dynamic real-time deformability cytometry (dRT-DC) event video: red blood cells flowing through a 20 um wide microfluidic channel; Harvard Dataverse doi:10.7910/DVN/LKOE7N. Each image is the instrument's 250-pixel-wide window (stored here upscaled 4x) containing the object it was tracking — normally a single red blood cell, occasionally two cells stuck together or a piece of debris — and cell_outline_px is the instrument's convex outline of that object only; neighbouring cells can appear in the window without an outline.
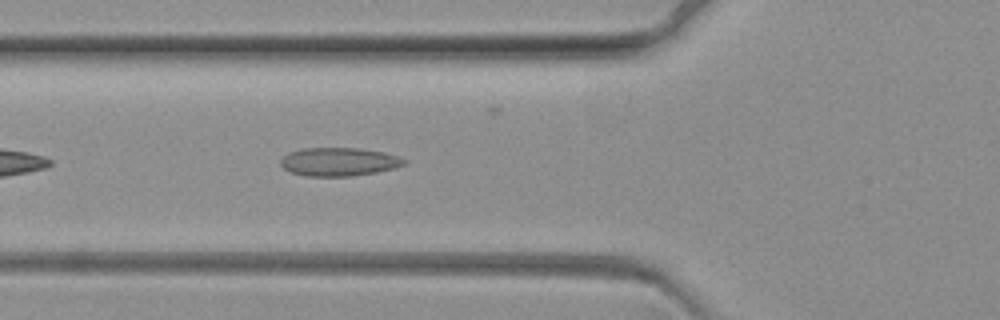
{"species": "common noctule bat (a hibernating species)", "species_latin": "Nyctalus noctula", "temperature_condition": "warm", "stored_images_in_passage": 40, "camera_frame_rate_fps": 3000, "um_per_image_px": 0.085, "animal": {"sex": "female", "body_mass_g": 19.3, "forearm_length_mm": 54.1}, "frame": {"image": 1, "passage_image": 7, "time_ms": 2.0, "image_size_px": [1000, 320], "cell_outline_px": [[408, 160], [404, 164], [396, 168], [376, 172], [352, 176], [304, 176], [292, 172], [284, 168], [280, 164], [280, 160], [288, 152], [304, 148], [360, 148], [400, 156]], "centroid_in_image_um": [28.82, 13.75], "position_along_channel_um": 97.0, "area_um2": 20.46}}
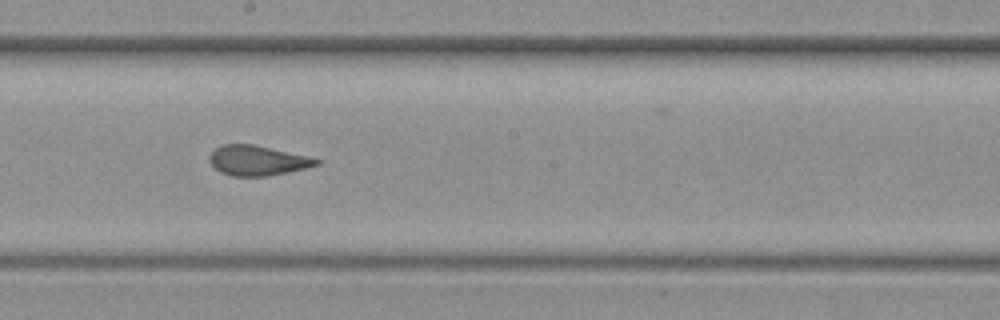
{"frame": {"image": 2, "passage_image": 20, "time_ms": 6.333, "image_size_px": [1000, 320], "cell_outline_px": [[320, 164], [304, 168], [268, 176], [232, 176], [220, 172], [208, 160], [212, 152], [216, 148], [224, 144], [252, 144], [312, 156], [320, 160]], "centroid_in_image_um": [21.91, 13.64], "position_along_channel_um": 226.3, "area_um2": 18.61}}
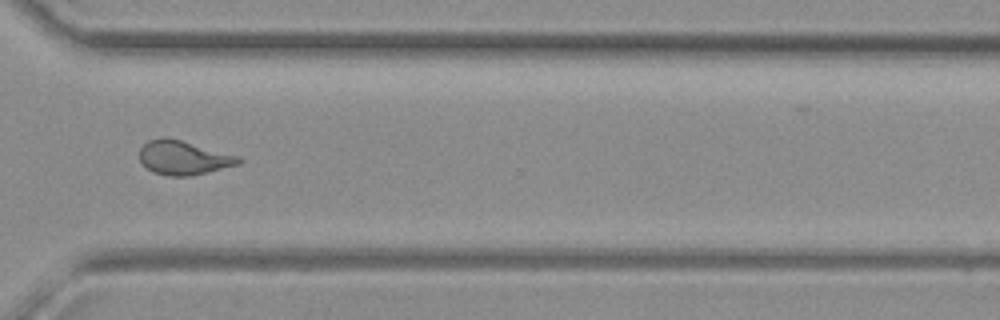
{"frame": {"image": 3, "passage_image": 33, "time_ms": 10.667, "image_size_px": [1000, 320], "cell_outline_px": [[244, 160], [240, 164], [208, 172], [188, 176], [168, 176], [152, 172], [140, 164], [140, 148], [148, 140], [160, 136], [164, 136], [180, 140], [240, 156]], "centroid_in_image_um": [15.58, 13.4], "position_along_channel_um": 355.0, "area_um2": 19.88}}